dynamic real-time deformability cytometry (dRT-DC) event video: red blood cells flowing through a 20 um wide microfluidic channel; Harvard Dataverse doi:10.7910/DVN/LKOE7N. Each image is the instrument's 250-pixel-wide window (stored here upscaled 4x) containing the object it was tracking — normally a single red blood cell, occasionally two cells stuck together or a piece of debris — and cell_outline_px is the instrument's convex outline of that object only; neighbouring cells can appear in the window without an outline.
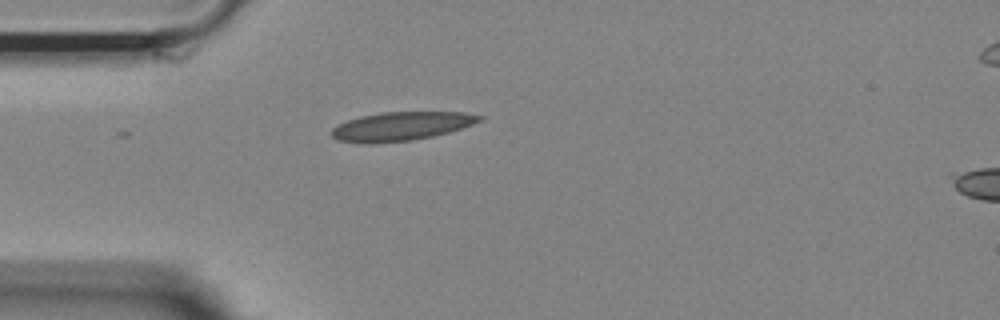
{"species": "Egyptian fruit bat (a non-hibernating species)", "species_latin": "Rousettus aegyptiacus", "temperature_condition": "room temperature", "stored_images_in_passage": 20, "camera_frame_rate_fps": 3000, "um_per_image_px": 0.085, "animal": {"sex": "female"}, "frame": {"image": 1, "passage_image": 1, "time_ms": 0.0, "image_size_px": [1000, 320], "cell_outline_px": [[484, 120], [448, 132], [432, 136], [412, 140], [376, 144], [364, 144], [336, 140], [328, 132], [336, 124], [360, 116], [380, 112], [464, 112], [484, 116]], "centroid_in_image_um": [34.04, 10.74], "position_along_channel_um": 51.0, "area_um2": 25.09}}
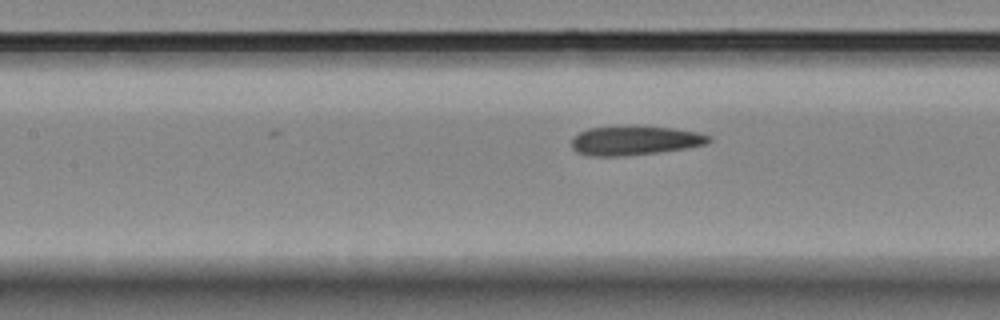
{"frame": {"image": 2, "passage_image": 10, "time_ms": 3.0, "image_size_px": [1000, 320], "cell_outline_px": [[712, 140], [708, 144], [684, 148], [656, 152], [624, 156], [588, 156], [576, 152], [572, 148], [572, 136], [588, 128], [672, 128], [696, 132], [712, 136]], "centroid_in_image_um": [53.94, 11.98], "position_along_channel_um": 153.5, "area_um2": 22.66}}
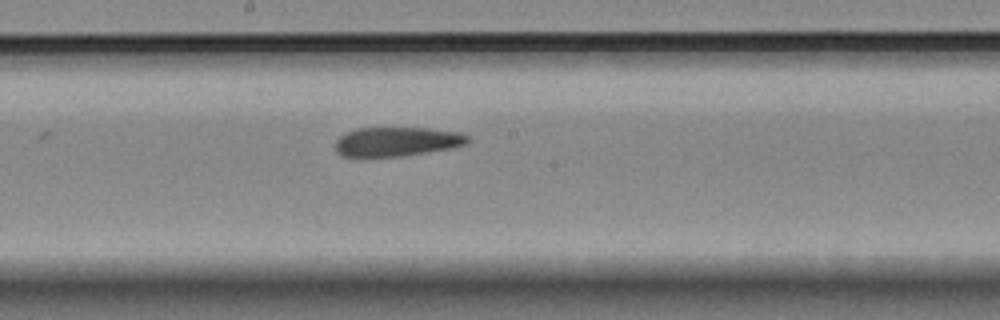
{"frame": {"image": 3, "passage_image": 15, "time_ms": 4.667, "image_size_px": [1000, 320], "cell_outline_px": [[472, 140], [468, 144], [452, 148], [400, 156], [364, 160], [340, 156], [336, 152], [336, 140], [340, 136], [356, 128], [428, 128], [456, 132], [468, 136]], "centroid_in_image_um": [33.66, 12.08], "position_along_channel_um": 214.5, "area_um2": 23.29}}